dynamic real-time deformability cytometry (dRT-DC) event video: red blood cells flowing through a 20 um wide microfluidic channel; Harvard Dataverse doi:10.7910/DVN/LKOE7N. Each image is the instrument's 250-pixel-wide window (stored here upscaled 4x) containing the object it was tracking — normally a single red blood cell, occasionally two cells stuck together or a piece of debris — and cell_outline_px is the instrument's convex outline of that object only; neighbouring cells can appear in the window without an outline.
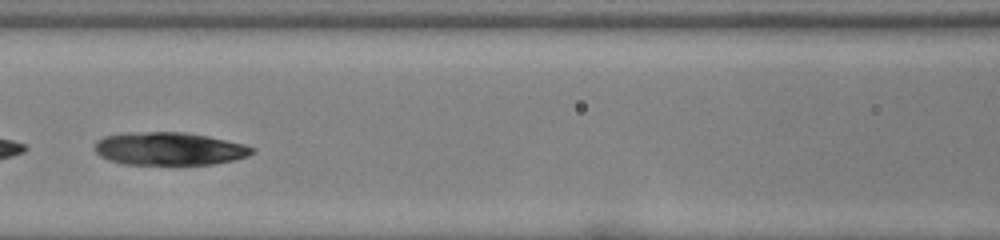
{"species": "common noctule bat (a hibernating species)", "species_latin": "Nyctalus noctula", "temperature_condition": "room temperature", "stored_images_in_passage": 29, "camera_frame_rate_fps": 3000, "um_per_image_px": 0.085, "animal": {"sex": "female", "body_mass_g": 22.0, "forearm_length_mm": 56.7}, "frame": {"image": 1, "passage_image": 14, "time_ms": 4.333, "image_size_px": [1000, 240], "cell_outline_px": [[252, 152], [244, 156], [228, 160], [204, 164], [136, 164], [116, 160], [104, 156], [96, 148], [96, 144], [100, 140], [112, 136], [156, 132], [172, 132], [204, 136], [240, 144], [252, 148]], "centroid_in_image_um": [14.43, 12.65], "position_along_channel_um": 152.2, "area_um2": 27.74}}
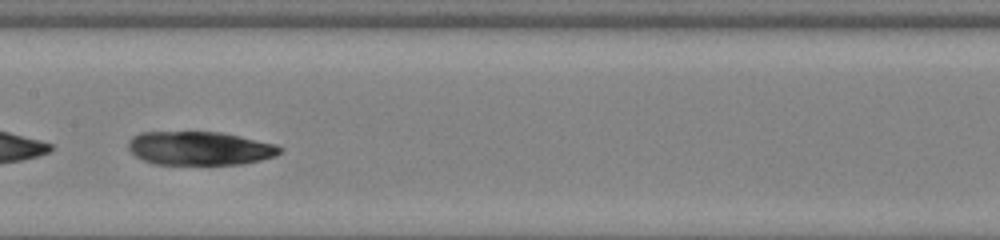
{"frame": {"image": 2, "passage_image": 17, "time_ms": 5.333, "image_size_px": [1000, 240], "cell_outline_px": [[280, 152], [256, 160], [228, 164], [164, 164], [148, 160], [140, 156], [132, 148], [132, 140], [136, 136], [152, 132], [212, 132], [236, 136], [268, 144], [280, 148]], "centroid_in_image_um": [16.96, 12.6], "position_along_channel_um": 190.4, "area_um2": 27.34}}
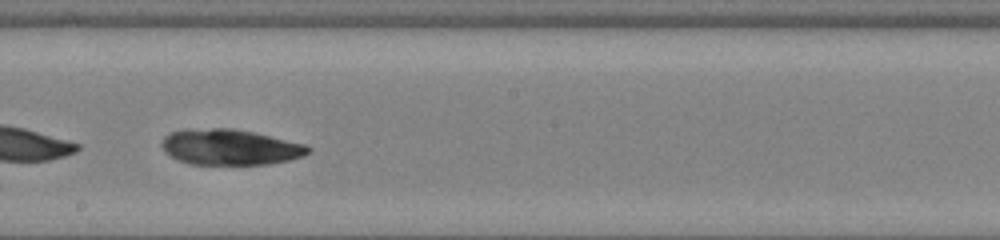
{"frame": {"image": 3, "passage_image": 20, "time_ms": 6.333, "image_size_px": [1000, 240], "cell_outline_px": [[308, 152], [296, 156], [280, 160], [256, 164], [200, 164], [184, 160], [176, 156], [164, 144], [164, 140], [168, 136], [176, 132], [248, 132], [296, 144], [308, 148]], "centroid_in_image_um": [19.58, 12.57], "position_along_channel_um": 228.6, "area_um2": 26.01}}